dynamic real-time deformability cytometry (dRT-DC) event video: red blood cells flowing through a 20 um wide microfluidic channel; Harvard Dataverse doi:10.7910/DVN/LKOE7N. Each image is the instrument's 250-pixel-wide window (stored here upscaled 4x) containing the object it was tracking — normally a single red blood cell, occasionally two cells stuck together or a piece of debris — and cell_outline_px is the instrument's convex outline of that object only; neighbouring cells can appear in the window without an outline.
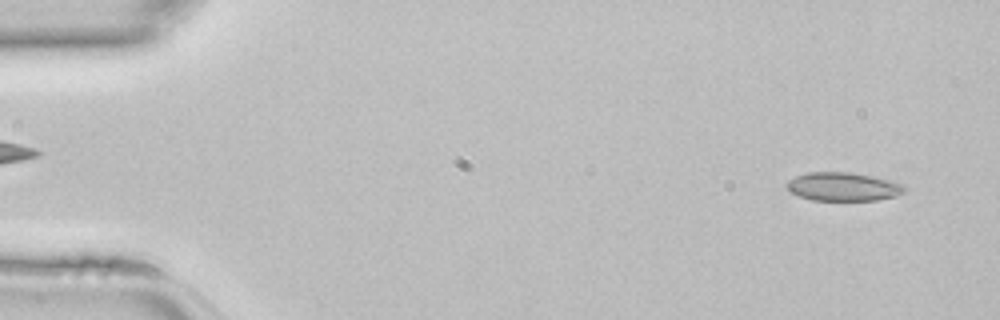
{"species": "common noctule bat (a hibernating species)", "species_latin": "Nyctalus noctula", "temperature_condition": "room temperature", "stored_images_in_passage": 44, "camera_frame_rate_fps": 3000, "um_per_image_px": 0.085, "animal": {"sex": "female", "body_mass_g": 22.7, "forearm_length_mm": 54.2}, "frame": {"image": 1, "passage_image": 2, "time_ms": 0.333, "image_size_px": [1000, 320], "cell_outline_px": [[904, 192], [896, 196], [876, 200], [812, 200], [788, 192], [784, 184], [788, 180], [796, 176], [808, 172], [852, 172], [872, 176], [904, 184]], "centroid_in_image_um": [71.61, 15.86], "position_along_channel_um": 13.4, "area_um2": 19.65}}
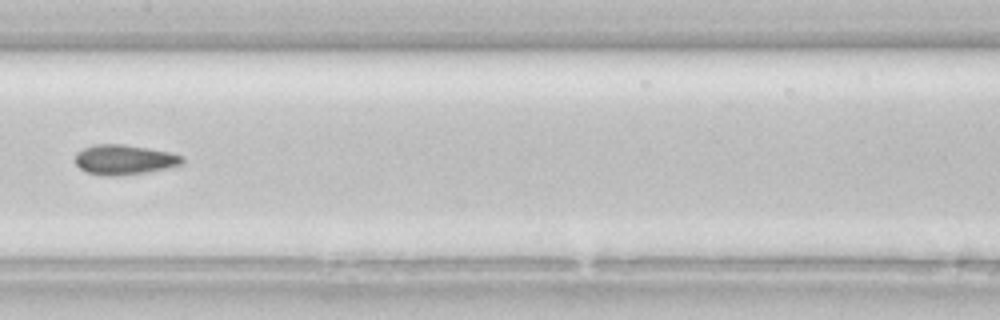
{"frame": {"image": 2, "passage_image": 22, "time_ms": 7.0, "image_size_px": [1000, 320], "cell_outline_px": [[184, 164], [144, 172], [112, 176], [100, 176], [84, 172], [76, 164], [76, 152], [84, 148], [96, 144], [120, 144], [148, 148], [168, 152], [184, 156]], "centroid_in_image_um": [10.53, 13.57], "position_along_channel_um": 196.9, "area_um2": 18.55}}
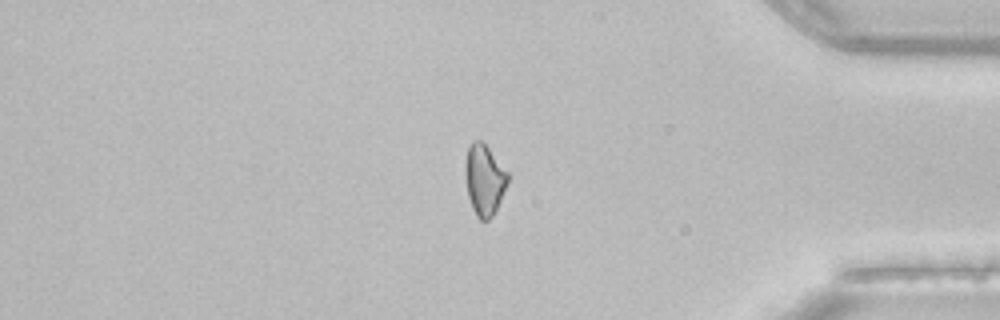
{"frame": {"image": 3, "passage_image": 37, "time_ms": 12.0, "image_size_px": [1000, 320], "cell_outline_px": [[508, 184], [492, 216], [488, 220], [480, 220], [476, 216], [472, 208], [468, 196], [464, 168], [464, 164], [468, 148], [472, 140], [480, 140], [488, 148], [508, 172]], "centroid_in_image_um": [41.15, 15.28], "position_along_channel_um": 394.0, "area_um2": 17.46}}